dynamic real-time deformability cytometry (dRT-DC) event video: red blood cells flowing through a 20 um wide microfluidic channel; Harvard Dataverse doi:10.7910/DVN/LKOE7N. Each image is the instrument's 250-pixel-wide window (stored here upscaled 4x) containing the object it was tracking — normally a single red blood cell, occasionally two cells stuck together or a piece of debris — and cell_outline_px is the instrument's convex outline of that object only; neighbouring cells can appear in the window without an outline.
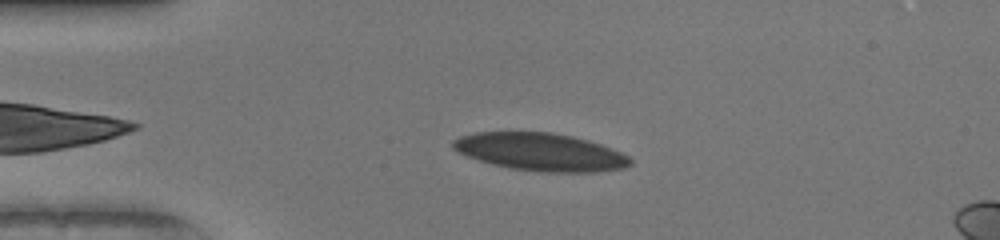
{"species": "human", "species_latin": "Homo sapiens", "temperature_condition": "warm", "stored_images_in_passage": 45, "camera_frame_rate_fps": 3000, "um_per_image_px": 0.085, "donor": {"sex": "female"}, "frame": {"image": 1, "passage_image": 6, "time_ms": 1.667, "image_size_px": [1000, 240], "cell_outline_px": [[632, 164], [624, 168], [596, 172], [540, 172], [508, 168], [492, 164], [468, 156], [452, 148], [452, 140], [460, 136], [476, 132], [552, 132], [572, 136], [588, 140], [612, 148], [628, 156], [632, 160]], "centroid_in_image_um": [45.95, 12.92], "position_along_channel_um": 39.0, "area_um2": 39.02}}
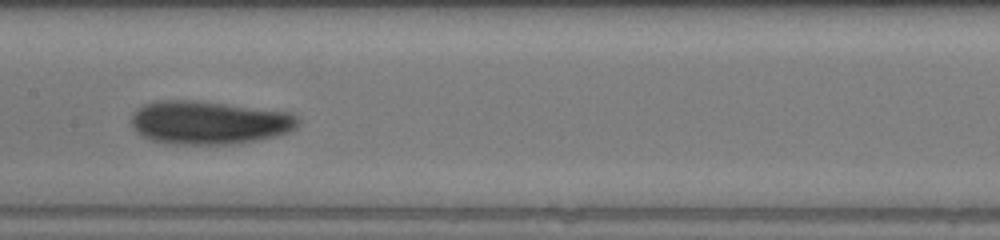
{"frame": {"image": 2, "passage_image": 20, "time_ms": 6.333, "image_size_px": [1000, 240], "cell_outline_px": [[300, 120], [296, 128], [288, 132], [276, 136], [256, 140], [232, 144], [168, 144], [152, 140], [140, 136], [132, 128], [132, 116], [136, 108], [144, 104], [156, 100], [200, 100], [292, 112], [300, 116]], "centroid_in_image_um": [17.77, 10.4], "position_along_channel_um": 189.6, "area_um2": 42.83}}
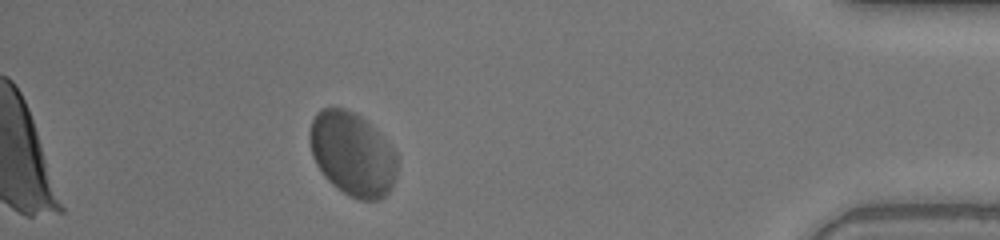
{"frame": {"image": 3, "passage_image": 40, "time_ms": 13.0, "image_size_px": [1000, 240], "cell_outline_px": [[396, 176], [388, 192], [380, 200], [360, 200], [336, 188], [324, 176], [316, 164], [312, 156], [308, 140], [308, 132], [312, 120], [316, 112], [320, 108], [344, 108], [360, 116], [380, 132], [396, 152]], "centroid_in_image_um": [29.93, 13.07], "position_along_channel_um": 405.3, "area_um2": 42.83}, "authors_computed_cell_mechanics": {"area_um2": 41.0958, "velocity_mm_per_s": 3.9688, "shape_relaxation_time_tau1_ms": 5.0524, "shape_relaxation_time_tau2_ms": 1.1938, "deformation_change_tau1": 0.1008, "deformation_change_tau2": 0.0522}}